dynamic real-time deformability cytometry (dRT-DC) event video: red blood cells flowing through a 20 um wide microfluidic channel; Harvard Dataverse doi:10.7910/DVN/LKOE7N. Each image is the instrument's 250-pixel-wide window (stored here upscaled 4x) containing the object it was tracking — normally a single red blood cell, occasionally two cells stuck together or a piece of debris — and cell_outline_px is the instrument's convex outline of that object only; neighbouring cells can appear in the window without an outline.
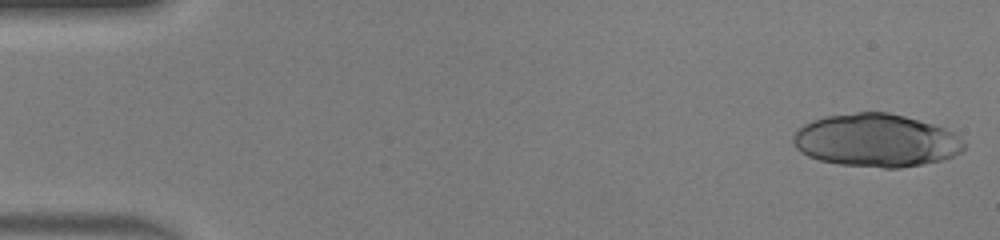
{"species": "human", "species_latin": "Homo sapiens", "temperature_condition": "warm", "stored_images_in_passage": 18, "camera_frame_rate_fps": 3000, "um_per_image_px": 0.085, "donor": {"sex": "male"}, "frame": {"image": 1, "passage_image": 1, "time_ms": 0.0, "image_size_px": [1000, 240], "cell_outline_px": [[964, 148], [960, 152], [944, 160], [900, 168], [884, 168], [840, 164], [820, 160], [808, 156], [800, 152], [792, 144], [792, 136], [804, 124], [812, 120], [824, 116], [856, 112], [888, 112], [904, 116], [932, 124], [944, 128], [960, 136], [964, 144]], "centroid_in_image_um": [74.45, 11.94], "position_along_channel_um": 10.6, "area_um2": 52.77}}
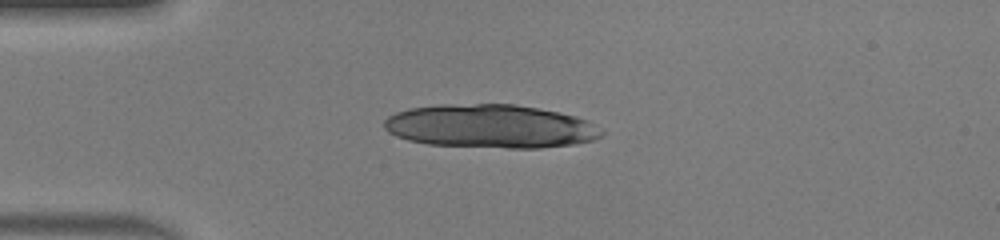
{"frame": {"image": 2, "passage_image": 12, "time_ms": 3.667, "image_size_px": [1000, 240], "cell_outline_px": [[604, 136], [592, 140], [576, 144], [540, 148], [508, 148], [428, 144], [408, 140], [396, 136], [388, 132], [384, 128], [384, 120], [388, 116], [396, 112], [408, 108], [440, 104], [516, 104], [576, 116], [588, 120], [604, 132]], "centroid_in_image_um": [41.68, 10.73], "position_along_channel_um": 43.3, "area_um2": 55.31}}